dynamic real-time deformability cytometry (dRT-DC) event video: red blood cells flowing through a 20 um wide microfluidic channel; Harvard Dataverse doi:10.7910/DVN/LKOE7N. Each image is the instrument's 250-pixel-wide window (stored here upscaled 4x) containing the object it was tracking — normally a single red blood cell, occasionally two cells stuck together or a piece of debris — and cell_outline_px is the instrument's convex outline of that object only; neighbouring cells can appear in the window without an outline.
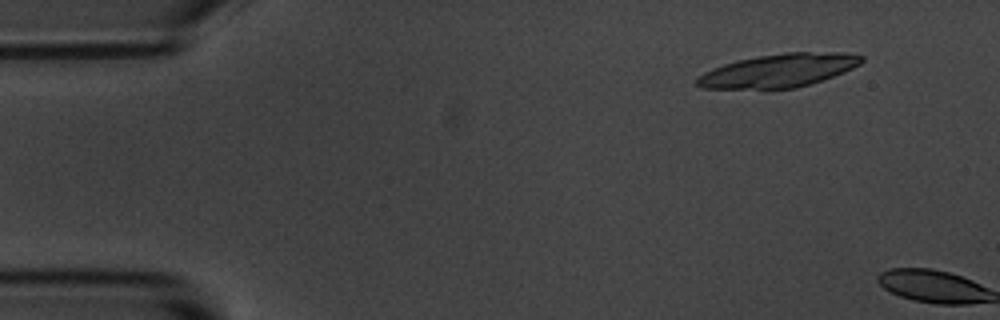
{"species": "common noctule bat (a hibernating species)", "species_latin": "Nyctalus noctula", "temperature_condition": "room temperature", "stored_images_in_passage": 3, "camera_frame_rate_fps": 3000, "um_per_image_px": 0.085, "animal": {"sex": "male", "body_mass_g": 20.1, "forearm_length_mm": 53.5}, "frame": {"image": 1, "passage_image": 2, "time_ms": 1.0, "image_size_px": [1000, 320], "cell_outline_px": [[864, 60], [860, 64], [844, 72], [796, 88], [700, 88], [696, 84], [696, 80], [704, 72], [712, 68], [724, 64], [740, 60], [760, 56], [788, 52], [840, 52], [864, 56]], "centroid_in_image_um": [66.21, 5.99], "position_along_channel_um": 18.8, "area_um2": 31.39}}